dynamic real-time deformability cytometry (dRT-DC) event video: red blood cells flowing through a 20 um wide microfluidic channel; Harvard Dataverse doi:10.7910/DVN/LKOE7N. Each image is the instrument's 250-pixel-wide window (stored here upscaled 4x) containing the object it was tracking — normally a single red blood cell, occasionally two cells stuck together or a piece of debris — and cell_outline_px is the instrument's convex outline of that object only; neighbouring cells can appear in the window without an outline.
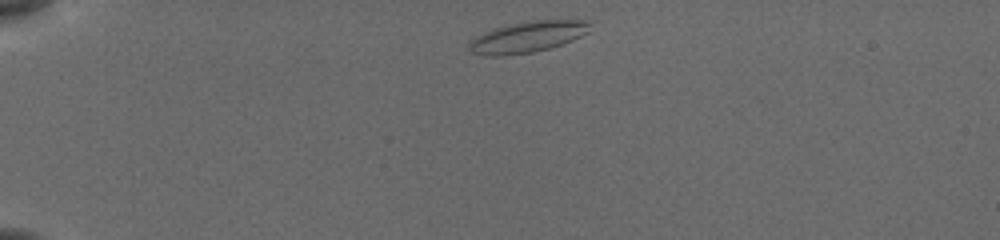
{"species": "common noctule bat (a hibernating species)", "species_latin": "Nyctalus noctula", "temperature_condition": "cold", "stored_images_in_passage": 42, "camera_frame_rate_fps": 3000, "um_per_image_px": 0.085, "animal": {"sex": "female", "body_mass_g": 19.5, "forearm_length_mm": 54.1}, "frame": {"image": 1, "passage_image": 1, "time_ms": 0.0, "image_size_px": [1000, 240], "cell_outline_px": [[592, 20], [588, 32], [572, 40], [548, 48], [532, 52], [504, 56], [484, 56], [472, 52], [468, 48], [468, 44], [476, 36], [484, 32], [496, 28], [528, 20]], "centroid_in_image_um": [44.84, 3.14], "position_along_channel_um": 40.2, "area_um2": 21.79}}
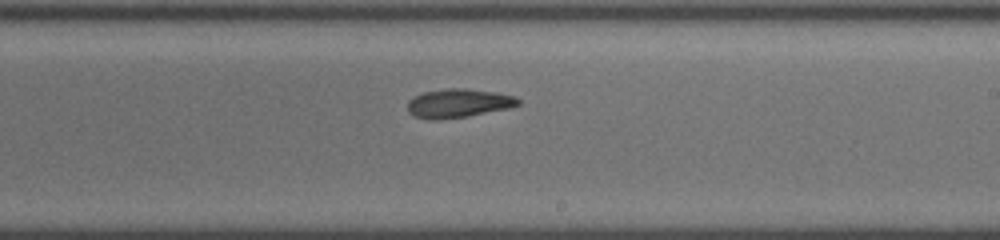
{"frame": {"image": 2, "passage_image": 22, "time_ms": 7.0, "image_size_px": [1000, 240], "cell_outline_px": [[520, 104], [508, 108], [468, 116], [436, 120], [428, 120], [416, 116], [408, 112], [408, 100], [412, 96], [424, 92], [448, 88], [468, 88], [496, 92], [516, 96], [520, 100]], "centroid_in_image_um": [38.96, 8.77], "position_along_channel_um": 250.0, "area_um2": 18.67}}
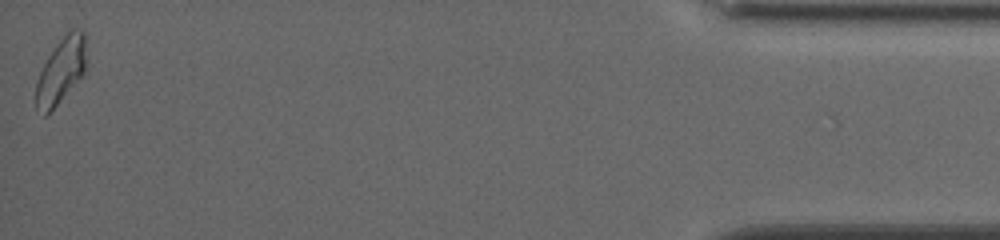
{"frame": {"image": 3, "passage_image": 42, "time_ms": 13.667, "image_size_px": [1000, 240], "cell_outline_px": [[88, 60], [84, 72], [56, 104], [44, 116], [36, 108], [36, 84], [40, 72], [48, 56], [56, 44], [72, 28], [80, 28], [84, 32]], "centroid_in_image_um": [5.22, 5.94], "position_along_channel_um": 430.0, "area_um2": 18.9}, "authors_computed_cell_mechanics": {"area_um2": 18.6116, "velocity_mm_per_s": 3.843, "shape_relaxation_time_tau1_ms": null, "shape_relaxation_time_tau2_ms": 4.6141, "deformation_change_tau1": null, "deformation_change_tau2": 0.1071}}